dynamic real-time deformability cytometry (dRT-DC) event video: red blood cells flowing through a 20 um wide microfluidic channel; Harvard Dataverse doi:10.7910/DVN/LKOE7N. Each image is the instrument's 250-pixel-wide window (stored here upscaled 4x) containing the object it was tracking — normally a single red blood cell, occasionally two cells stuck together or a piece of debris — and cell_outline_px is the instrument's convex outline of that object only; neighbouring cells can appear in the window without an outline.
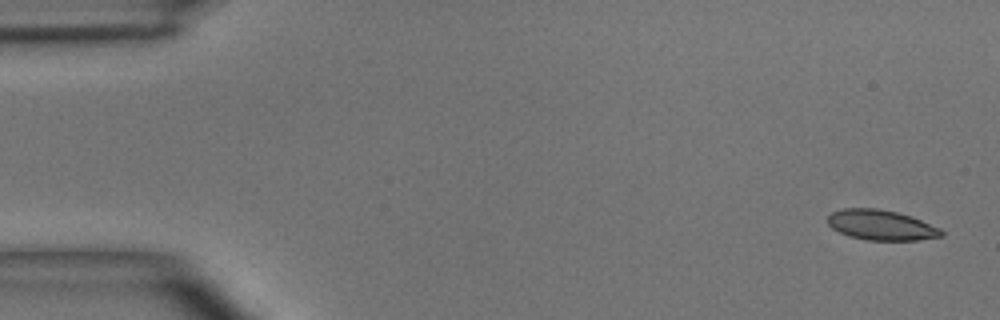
{"species": "common noctule bat (a hibernating species)", "species_latin": "Nyctalus noctula", "temperature_condition": "room temperature", "stored_images_in_passage": 4, "camera_frame_rate_fps": 3000, "um_per_image_px": 0.085, "animal": {"sex": "male", "body_mass_g": 15.6}, "frame": {"image": 1, "passage_image": 1, "time_ms": 0.0, "image_size_px": [1000, 320], "cell_outline_px": [[944, 236], [916, 240], [868, 240], [848, 236], [832, 228], [828, 224], [828, 216], [832, 212], [844, 208], [876, 208], [896, 212], [912, 216], [940, 228], [944, 232]], "centroid_in_image_um": [74.91, 19.13], "position_along_channel_um": 10.1, "area_um2": 20.0}}
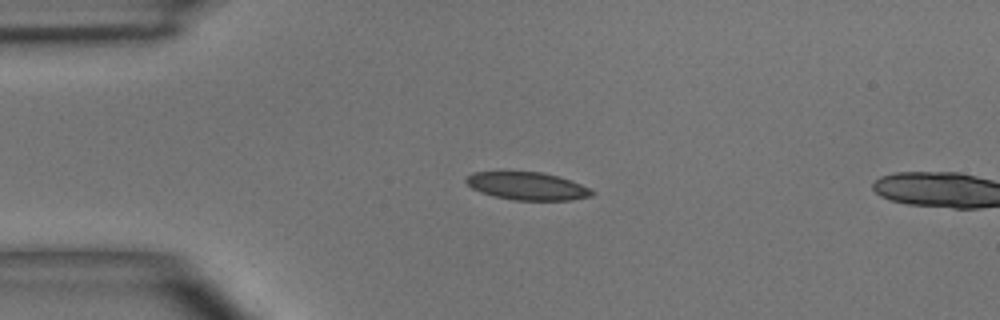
{"frame": {"image": 2, "passage_image": 3, "time_ms": 3.333, "image_size_px": [1000, 320], "cell_outline_px": [[596, 192], [592, 196], [572, 200], [516, 200], [492, 196], [480, 192], [472, 188], [464, 180], [472, 172], [540, 172], [572, 180]], "centroid_in_image_um": [44.82, 15.82], "position_along_channel_um": 40.2, "area_um2": 20.29}}